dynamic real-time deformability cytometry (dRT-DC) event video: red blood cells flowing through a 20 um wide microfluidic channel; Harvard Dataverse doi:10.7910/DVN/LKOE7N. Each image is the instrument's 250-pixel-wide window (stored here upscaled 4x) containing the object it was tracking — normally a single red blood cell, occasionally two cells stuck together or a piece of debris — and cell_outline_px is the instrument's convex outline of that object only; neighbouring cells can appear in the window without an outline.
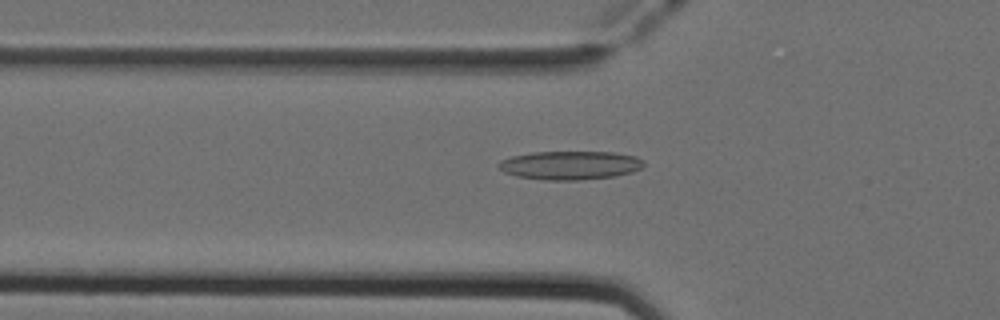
{"species": "Egyptian fruit bat (a non-hibernating species)", "species_latin": "Rousettus aegyptiacus", "temperature_condition": "cold", "stored_images_in_passage": 32, "camera_frame_rate_fps": 3000, "um_per_image_px": 0.085, "animal": {"sex": "female"}, "frame": {"image": 1, "passage_image": 4, "time_ms": 1.0, "image_size_px": [1000, 320], "cell_outline_px": [[644, 164], [640, 168], [632, 172], [616, 176], [580, 180], [544, 180], [516, 176], [504, 172], [496, 164], [500, 160], [512, 156], [532, 152], [612, 152], [636, 156], [644, 160]], "centroid_in_image_um": [48.45, 14.05], "position_along_channel_um": 77.3, "area_um2": 24.33}}
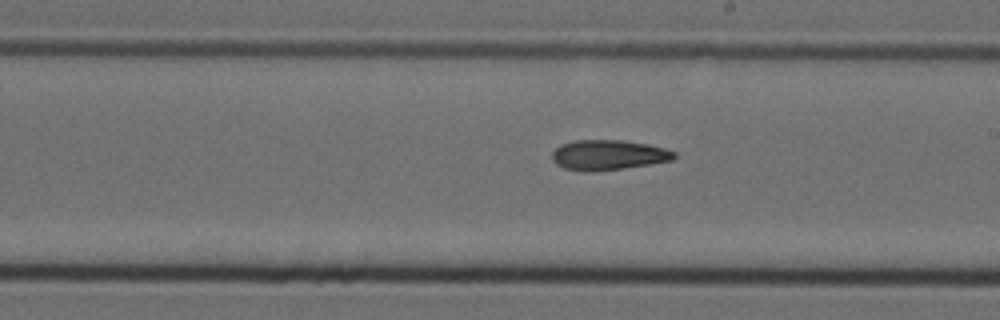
{"frame": {"image": 2, "passage_image": 16, "time_ms": 5.0, "image_size_px": [1000, 320], "cell_outline_px": [[676, 156], [672, 160], [624, 168], [584, 172], [564, 168], [556, 164], [552, 160], [552, 152], [560, 144], [576, 140], [620, 140], [648, 144], [664, 148], [676, 152]], "centroid_in_image_um": [51.67, 13.17], "position_along_channel_um": 237.3, "area_um2": 21.33}}
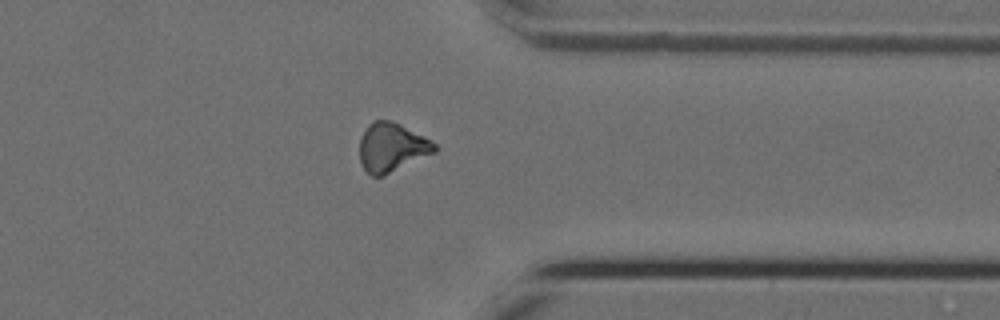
{"frame": {"image": 3, "passage_image": 27, "time_ms": 8.667, "image_size_px": [1000, 320], "cell_outline_px": [[436, 152], [384, 176], [372, 176], [364, 168], [360, 160], [360, 136], [368, 124], [372, 120], [392, 120], [400, 124], [436, 144]], "centroid_in_image_um": [33.27, 12.52], "position_along_channel_um": 378.1, "area_um2": 21.27}}